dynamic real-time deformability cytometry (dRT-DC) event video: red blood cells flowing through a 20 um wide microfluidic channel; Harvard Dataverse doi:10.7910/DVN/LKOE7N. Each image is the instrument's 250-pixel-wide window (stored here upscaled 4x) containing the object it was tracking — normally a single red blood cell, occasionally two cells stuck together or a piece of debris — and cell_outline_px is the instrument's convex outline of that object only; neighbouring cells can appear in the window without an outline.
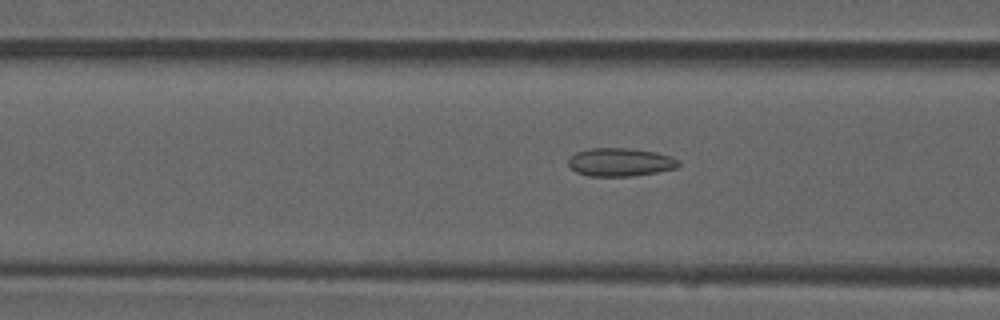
{"species": "common noctule bat (a hibernating species)", "species_latin": "Nyctalus noctula", "temperature_condition": "room temperature", "stored_images_in_passage": 42, "camera_frame_rate_fps": 3000, "um_per_image_px": 0.085, "animal": {"sex": "male", "forearm_length_mm": 52.5}, "frame": {"image": 1, "passage_image": 20, "time_ms": 6.333, "image_size_px": [1000, 320], "cell_outline_px": [[680, 164], [676, 168], [656, 172], [632, 176], [588, 176], [576, 172], [568, 164], [568, 160], [576, 152], [588, 148], [632, 148], [656, 152], [672, 156], [680, 160]], "centroid_in_image_um": [52.74, 13.77], "position_along_channel_um": 113.9, "area_um2": 18.26}}
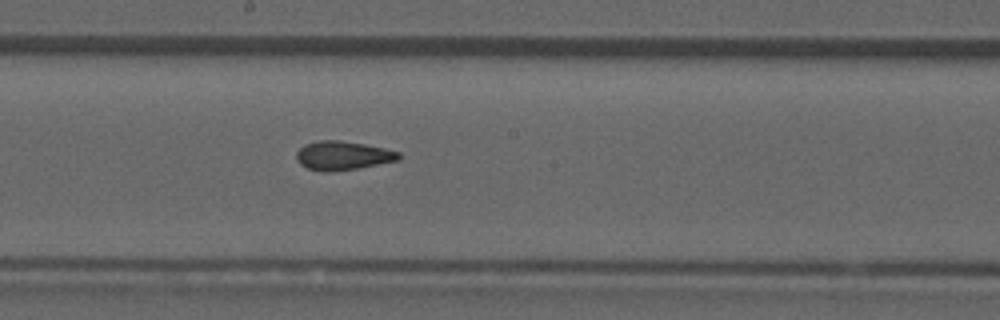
{"frame": {"image": 2, "passage_image": 28, "time_ms": 9.0, "image_size_px": [1000, 320], "cell_outline_px": [[400, 160], [356, 168], [332, 172], [320, 172], [308, 168], [300, 164], [296, 160], [296, 152], [304, 144], [316, 140], [340, 140], [364, 144], [384, 148], [400, 152]], "centroid_in_image_um": [29.1, 13.22], "position_along_channel_um": 219.1, "area_um2": 17.34}}
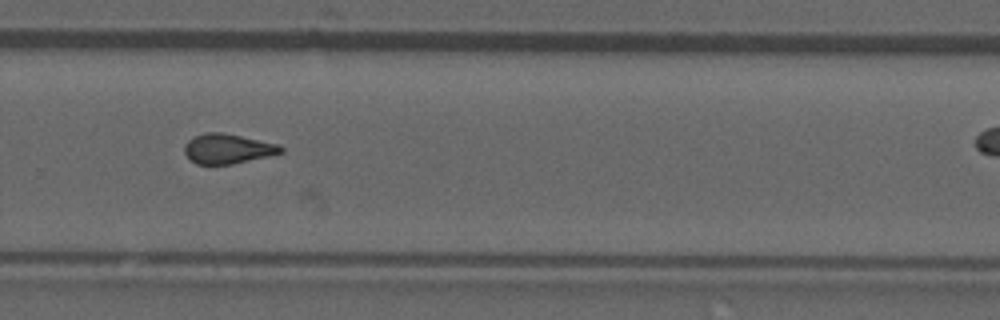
{"frame": {"image": 3, "passage_image": 35, "time_ms": 11.333, "image_size_px": [1000, 320], "cell_outline_px": [[284, 152], [268, 156], [232, 164], [196, 164], [184, 152], [184, 144], [188, 140], [204, 132], [220, 132], [280, 144], [284, 148]], "centroid_in_image_um": [19.37, 12.64], "position_along_channel_um": 310.4, "area_um2": 16.65}}